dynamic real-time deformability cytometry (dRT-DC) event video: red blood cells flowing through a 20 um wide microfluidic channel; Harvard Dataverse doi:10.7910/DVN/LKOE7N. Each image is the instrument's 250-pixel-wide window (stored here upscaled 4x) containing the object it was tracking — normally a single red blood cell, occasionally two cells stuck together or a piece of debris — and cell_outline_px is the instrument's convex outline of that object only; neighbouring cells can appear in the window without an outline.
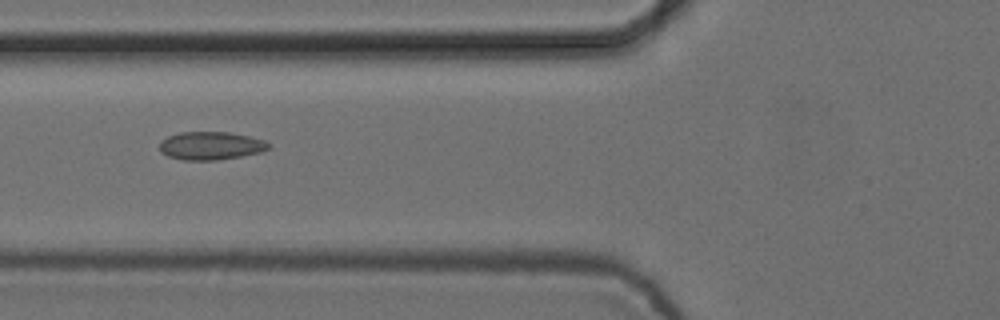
{"species": "common noctule bat (a hibernating species)", "species_latin": "Nyctalus noctula", "temperature_condition": "cold", "stored_images_in_passage": 5, "camera_frame_rate_fps": 3000, "um_per_image_px": 0.085, "animal": {"sex": "female", "body_mass_g": 24.6, "forearm_length_mm": 56.2}, "frame": {"image": 1, "passage_image": 3, "time_ms": 0.667, "image_size_px": [1000, 320], "cell_outline_px": [[272, 148], [260, 152], [240, 156], [216, 160], [184, 160], [168, 156], [160, 152], [160, 140], [168, 136], [180, 132], [228, 132], [248, 136], [264, 140], [272, 144]], "centroid_in_image_um": [17.92, 12.38], "position_along_channel_um": 107.9, "area_um2": 17.92}}
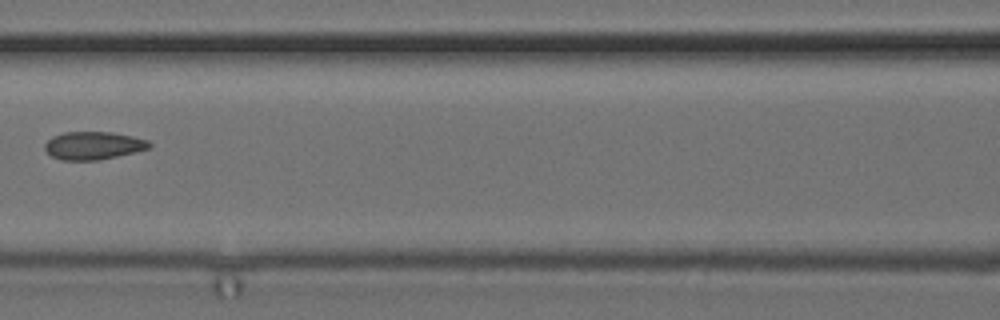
{"frame": {"image": 2, "passage_image": 4, "time_ms": 1.0, "image_size_px": [1000, 320], "cell_outline_px": [[152, 144], [148, 148], [116, 156], [96, 160], [60, 160], [52, 156], [44, 148], [44, 144], [52, 136], [64, 132], [112, 132], [132, 136], [148, 140]], "centroid_in_image_um": [7.9, 12.36], "position_along_channel_um": 158.7, "area_um2": 16.82}}
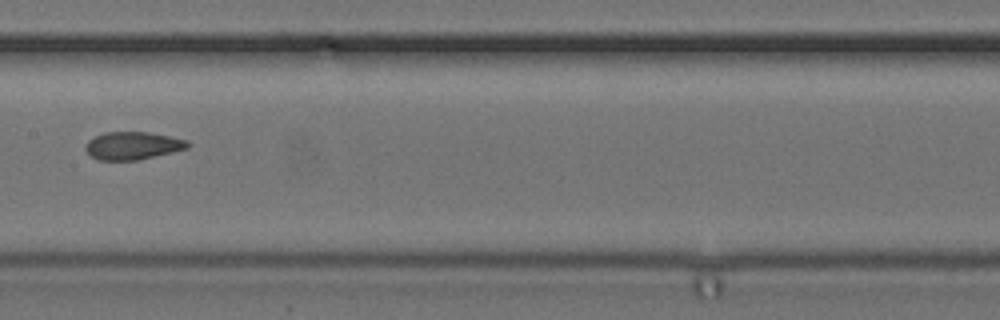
{"frame": {"image": 3, "passage_image": 5, "time_ms": 1.333, "image_size_px": [1000, 320], "cell_outline_px": [[192, 144], [188, 148], [140, 160], [96, 160], [84, 148], [88, 140], [104, 132], [148, 132], [188, 140]], "centroid_in_image_um": [11.3, 12.38], "position_along_channel_um": 196.1, "area_um2": 16.59}}